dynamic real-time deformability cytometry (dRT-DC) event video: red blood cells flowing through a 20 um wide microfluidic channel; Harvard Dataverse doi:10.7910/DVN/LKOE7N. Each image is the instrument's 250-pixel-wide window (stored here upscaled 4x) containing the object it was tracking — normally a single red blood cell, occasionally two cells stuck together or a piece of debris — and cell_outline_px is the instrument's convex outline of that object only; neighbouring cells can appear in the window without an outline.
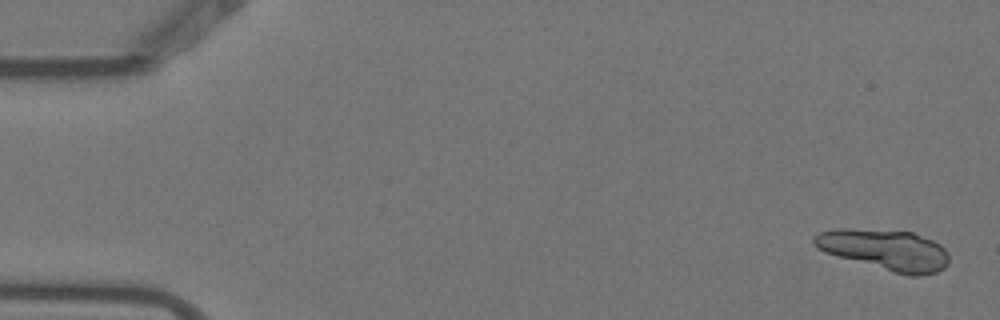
{"species": "Egyptian fruit bat (a non-hibernating species)", "species_latin": "Rousettus aegyptiacus", "temperature_condition": "warm", "stored_images_in_passage": 5, "camera_frame_rate_fps": 3000, "um_per_image_px": 0.085, "animal": {"sex": "female"}, "frame": {"image": 1, "passage_image": 1, "time_ms": 0.0, "image_size_px": [1000, 320], "cell_outline_px": [[948, 264], [944, 268], [936, 272], [920, 276], [908, 276], [892, 272], [824, 252], [816, 248], [812, 244], [812, 236], [820, 232], [836, 228], [852, 228], [912, 232], [932, 240], [940, 244], [948, 252]], "centroid_in_image_um": [75.2, 21.23], "position_along_channel_um": 9.8, "area_um2": 32.25}}